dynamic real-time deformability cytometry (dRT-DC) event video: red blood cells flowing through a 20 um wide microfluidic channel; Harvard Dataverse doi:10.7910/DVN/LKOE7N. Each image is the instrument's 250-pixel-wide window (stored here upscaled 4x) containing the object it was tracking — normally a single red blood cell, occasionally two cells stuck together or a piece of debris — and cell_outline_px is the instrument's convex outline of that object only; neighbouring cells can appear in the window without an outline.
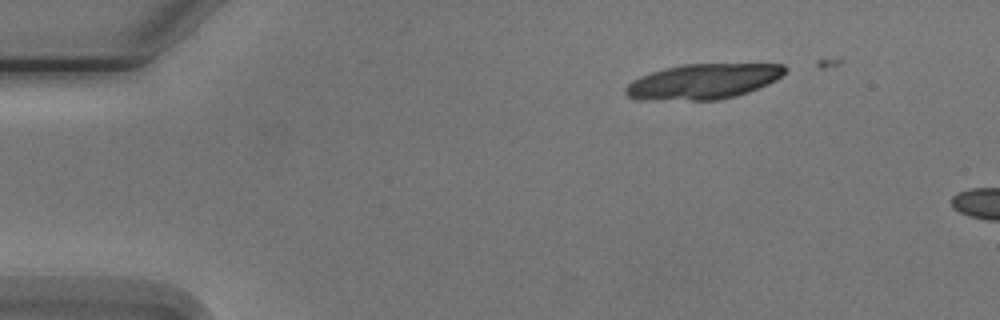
{"species": "Egyptian fruit bat (a non-hibernating species)", "species_latin": "Rousettus aegyptiacus", "temperature_condition": "cold", "stored_images_in_passage": 3, "camera_frame_rate_fps": 3000, "um_per_image_px": 0.085, "animal": {"sex": "male"}, "frame": {"image": 1, "passage_image": 2, "time_ms": 1.0, "image_size_px": [1000, 320], "cell_outline_px": [[788, 68], [776, 80], [768, 84], [748, 92], [736, 96], [716, 100], [636, 100], [628, 96], [624, 92], [624, 88], [632, 80], [640, 76], [664, 68], [684, 64], [784, 64]], "centroid_in_image_um": [59.74, 6.93], "position_along_channel_um": 25.3, "area_um2": 32.83}}